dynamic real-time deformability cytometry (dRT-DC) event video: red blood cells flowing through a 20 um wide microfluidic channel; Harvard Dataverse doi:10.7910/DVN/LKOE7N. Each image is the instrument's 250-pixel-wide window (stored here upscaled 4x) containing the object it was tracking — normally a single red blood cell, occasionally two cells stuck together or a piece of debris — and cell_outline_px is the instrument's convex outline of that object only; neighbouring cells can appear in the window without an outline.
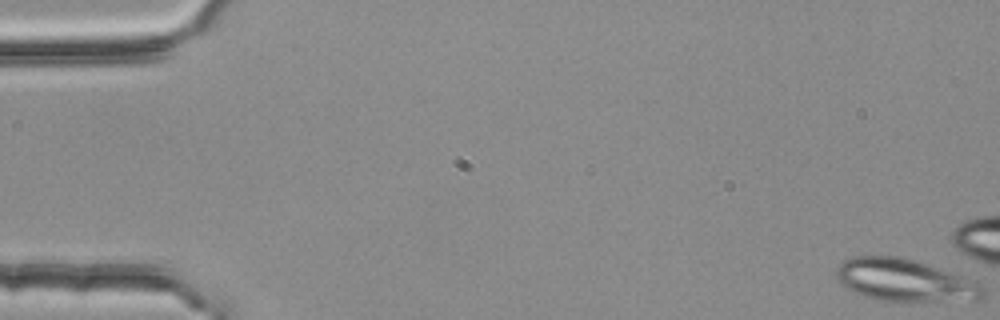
{"species": "common noctule bat (a hibernating species)", "species_latin": "Nyctalus noctula", "temperature_condition": "room temperature", "stored_images_in_passage": 5, "camera_frame_rate_fps": 3000, "um_per_image_px": 0.085, "animal": {"sex": "female", "body_mass_g": 25.1}, "frame": {"image": 1, "passage_image": 1, "time_ms": 0.0, "image_size_px": [1000, 320], "cell_outline_px": [[984, 296], [980, 300], [876, 300], [864, 296], [840, 284], [836, 280], [836, 268], [844, 260], [852, 256], [900, 256], [916, 260], [984, 284]], "centroid_in_image_um": [76.89, 23.8], "position_along_channel_um": 8.1, "area_um2": 35.89}}